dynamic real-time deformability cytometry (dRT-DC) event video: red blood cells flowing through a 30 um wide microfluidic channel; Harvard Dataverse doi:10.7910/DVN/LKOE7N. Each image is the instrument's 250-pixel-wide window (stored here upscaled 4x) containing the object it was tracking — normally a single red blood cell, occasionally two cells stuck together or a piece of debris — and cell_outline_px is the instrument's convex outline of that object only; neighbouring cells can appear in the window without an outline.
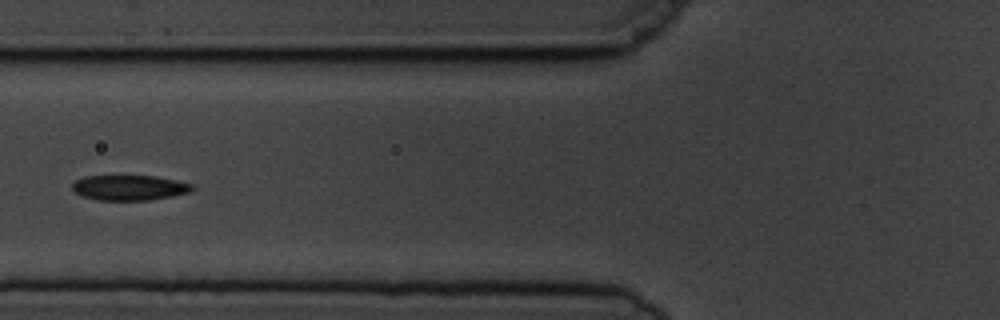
{"species": "common noctule bat (a hibernating species)", "species_latin": "Nyctalus noctula", "temperature_condition": "cold", "stored_images_in_passage": 6, "camera_frame_rate_fps": 3000, "um_per_image_px": 0.085, "animal": {"sex": "male", "body_mass_g": 19.5, "forearm_length_mm": 54.6}, "frame": {"image": 1, "passage_image": 6, "time_ms": 5.667, "image_size_px": [1000, 320], "cell_outline_px": [[196, 188], [188, 192], [172, 196], [148, 200], [96, 200], [72, 192], [72, 184], [76, 180], [84, 176], [156, 176], [176, 180], [192, 184]], "centroid_in_image_um": [10.98, 15.95], "position_along_channel_um": 114.8, "area_um2": 17.63}}